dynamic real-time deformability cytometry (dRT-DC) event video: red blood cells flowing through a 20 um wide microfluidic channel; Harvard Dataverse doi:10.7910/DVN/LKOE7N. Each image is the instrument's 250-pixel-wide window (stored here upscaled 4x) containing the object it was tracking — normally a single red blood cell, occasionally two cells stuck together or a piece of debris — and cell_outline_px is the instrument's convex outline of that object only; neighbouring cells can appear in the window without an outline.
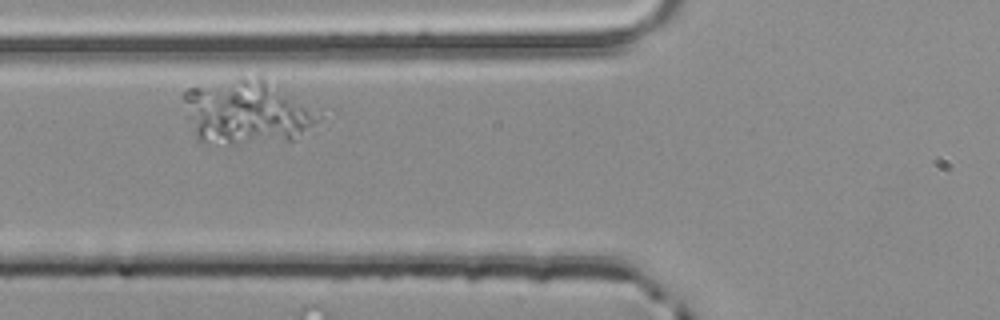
{"species": "common noctule bat (a hibernating species)", "species_latin": "Nyctalus noctula", "temperature_condition": "room temperature", "stored_images_in_passage": 2, "camera_frame_rate_fps": 3000, "um_per_image_px": 0.085, "animal": {"sex": "male", "body_mass_g": 20.4}, "frame": {"image": 1, "passage_image": 2, "time_ms": 0.333, "image_size_px": [1000, 320], "cell_outline_px": [[320, 116], [316, 120], [292, 140], [232, 144], [228, 144], [200, 140], [196, 136], [188, 116], [184, 100], [184, 92], [188, 88], [240, 76], [264, 76]], "centroid_in_image_um": [20.89, 9.49], "position_along_channel_um": 104.9, "area_um2": 49.36}}